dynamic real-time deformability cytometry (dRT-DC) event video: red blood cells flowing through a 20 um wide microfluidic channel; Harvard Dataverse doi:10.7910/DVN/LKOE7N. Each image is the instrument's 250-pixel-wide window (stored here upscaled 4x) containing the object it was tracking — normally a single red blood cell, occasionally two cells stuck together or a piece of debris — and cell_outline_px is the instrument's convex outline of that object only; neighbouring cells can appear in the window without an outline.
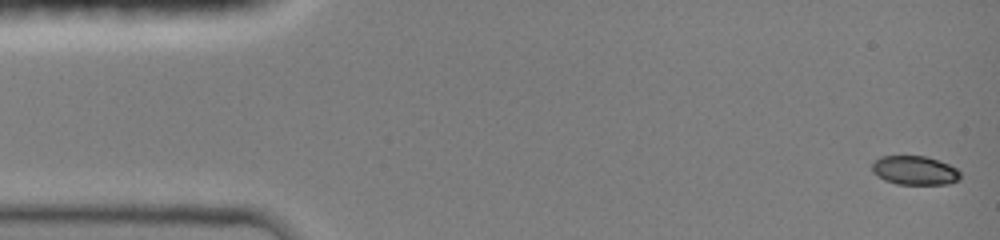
{"species": "common noctule bat (a hibernating species)", "species_latin": "Nyctalus noctula", "temperature_condition": "room temperature", "stored_images_in_passage": 15, "camera_frame_rate_fps": 3000, "um_per_image_px": 0.085, "animal": {"sex": "female", "body_mass_g": 19.0, "forearm_length_mm": 51.5}, "frame": {"image": 1, "passage_image": 1, "time_ms": 0.0, "image_size_px": [1000, 240], "cell_outline_px": [[960, 176], [956, 180], [948, 184], [896, 184], [884, 180], [872, 172], [872, 164], [880, 156], [924, 156], [948, 164], [956, 168], [960, 172]], "centroid_in_image_um": [77.72, 14.49], "position_along_channel_um": 7.3, "area_um2": 14.74}}
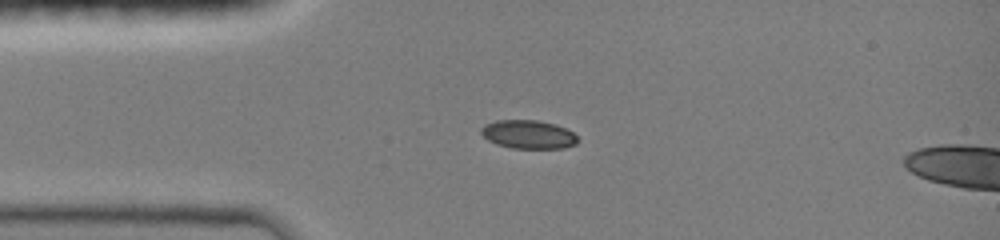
{"frame": {"image": 2, "passage_image": 13, "time_ms": 3.333, "image_size_px": [1000, 240], "cell_outline_px": [[576, 144], [564, 148], [512, 148], [496, 144], [488, 140], [480, 132], [480, 128], [484, 124], [496, 120], [536, 120], [556, 124], [572, 132], [576, 136]], "centroid_in_image_um": [44.87, 11.42], "position_along_channel_um": 40.1, "area_um2": 16.01}}